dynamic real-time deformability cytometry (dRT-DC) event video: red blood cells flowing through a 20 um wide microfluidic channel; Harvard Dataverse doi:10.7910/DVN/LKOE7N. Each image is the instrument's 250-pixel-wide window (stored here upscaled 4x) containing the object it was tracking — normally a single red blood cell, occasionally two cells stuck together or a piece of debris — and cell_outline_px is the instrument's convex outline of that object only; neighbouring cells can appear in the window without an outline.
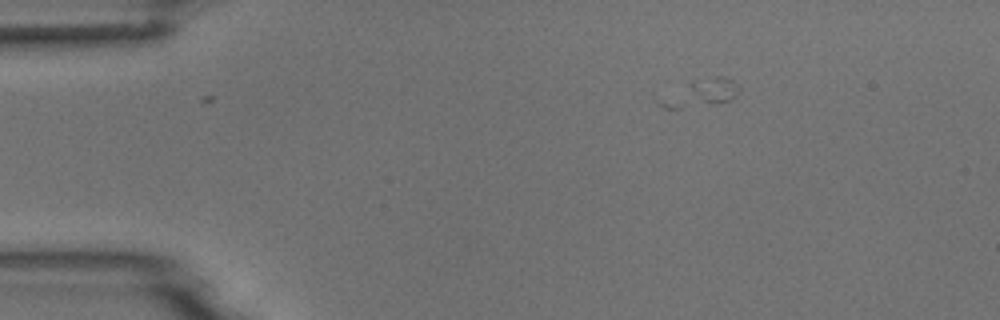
{"species": "common noctule bat (a hibernating species)", "species_latin": "Nyctalus noctula", "temperature_condition": "room temperature", "stored_images_in_passage": 3, "camera_frame_rate_fps": 3000, "um_per_image_px": 0.085, "animal": {"sex": "male", "body_mass_g": 18.8}, "frame": {"image": 1, "passage_image": 1, "time_ms": 0.0, "image_size_px": [1000, 320], "cell_outline_px": [[740, 88], [736, 96], [728, 100], [716, 104], [680, 108], [660, 108], [652, 100], [692, 80], [716, 76], [724, 76], [732, 80]], "centroid_in_image_um": [59.44, 7.93], "position_along_channel_um": 25.6, "area_um2": 13.06}}
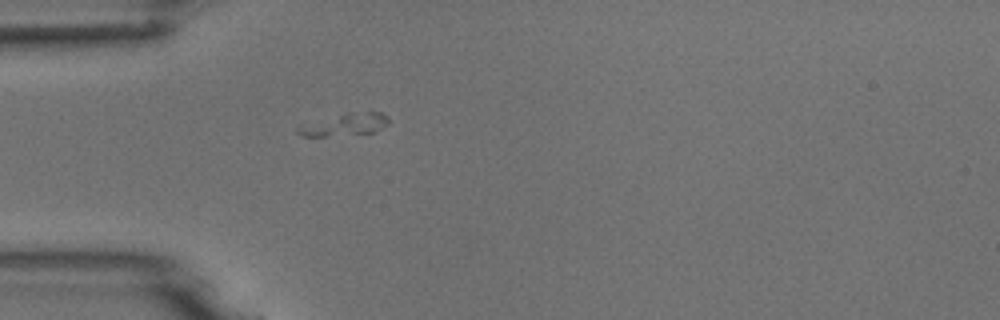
{"frame": {"image": 2, "passage_image": 3, "time_ms": 2.333, "image_size_px": [1000, 320], "cell_outline_px": [[388, 124], [372, 132], [324, 136], [300, 136], [296, 132], [296, 128], [300, 124], [348, 112], [380, 112], [388, 116]], "centroid_in_image_um": [29.24, 10.57], "position_along_channel_um": 55.8, "area_um2": 11.68}}